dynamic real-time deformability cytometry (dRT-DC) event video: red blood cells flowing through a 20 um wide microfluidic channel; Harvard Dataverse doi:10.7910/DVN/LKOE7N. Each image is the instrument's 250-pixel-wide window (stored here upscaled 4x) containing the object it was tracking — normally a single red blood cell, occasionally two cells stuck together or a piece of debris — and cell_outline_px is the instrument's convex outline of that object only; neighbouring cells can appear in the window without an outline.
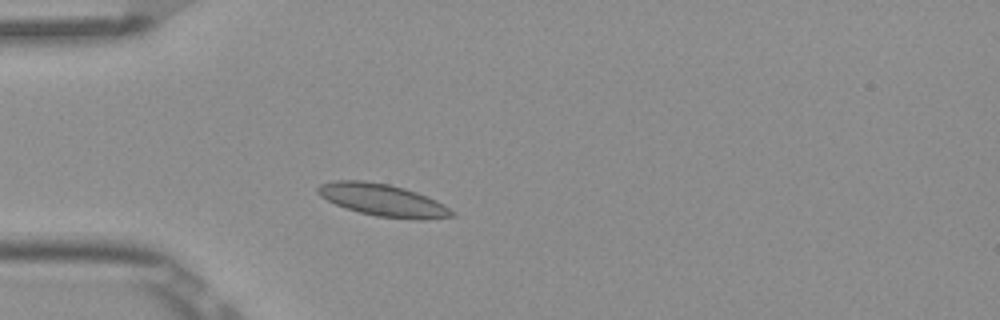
{"species": "Egyptian fruit bat (a non-hibernating species)", "species_latin": "Rousettus aegyptiacus", "temperature_condition": "room temperature", "stored_images_in_passage": 3, "camera_frame_rate_fps": 3000, "um_per_image_px": 0.085, "frame": {"image": 1, "passage_image": 3, "time_ms": 0.667, "image_size_px": [1000, 320], "cell_outline_px": [[456, 216], [428, 220], [416, 220], [376, 216], [360, 212], [336, 204], [320, 196], [316, 192], [316, 188], [320, 184], [336, 180], [364, 180], [388, 184], [404, 188], [428, 196], [444, 204], [456, 212]], "centroid_in_image_um": [32.6, 17.01], "position_along_channel_um": 52.4, "area_um2": 25.37}}